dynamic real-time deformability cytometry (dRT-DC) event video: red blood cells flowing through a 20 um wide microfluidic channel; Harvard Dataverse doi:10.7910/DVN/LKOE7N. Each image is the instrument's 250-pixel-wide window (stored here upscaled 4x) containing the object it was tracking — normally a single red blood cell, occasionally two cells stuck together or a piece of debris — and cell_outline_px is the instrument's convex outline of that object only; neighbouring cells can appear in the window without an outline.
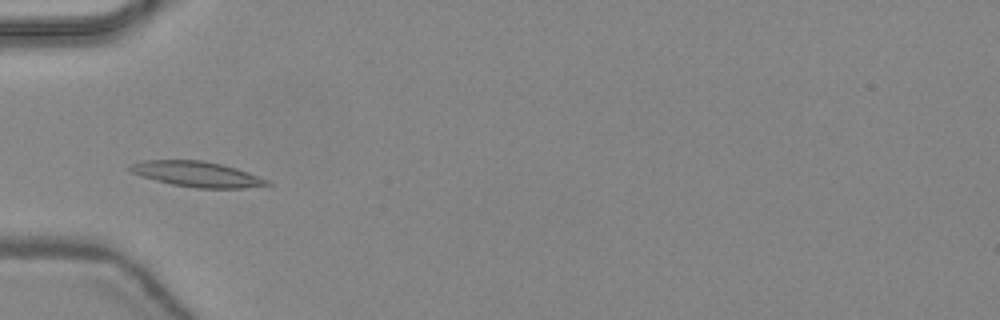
{"species": "common noctule bat (a hibernating species)", "species_latin": "Nyctalus noctula", "temperature_condition": "warm", "stored_images_in_passage": 44, "camera_frame_rate_fps": 3000, "um_per_image_px": 0.085, "animal": {"sex": "female", "body_mass_g": 24.6, "forearm_length_mm": 56.2}, "frame": {"image": 1, "passage_image": 13, "time_ms": 4.0, "image_size_px": [1000, 320], "cell_outline_px": [[272, 184], [244, 188], [196, 188], [172, 184], [140, 176], [132, 172], [128, 168], [128, 164], [144, 160], [204, 160], [236, 168], [248, 172], [268, 180]], "centroid_in_image_um": [16.71, 14.79], "position_along_channel_um": 68.3, "area_um2": 20.23}}
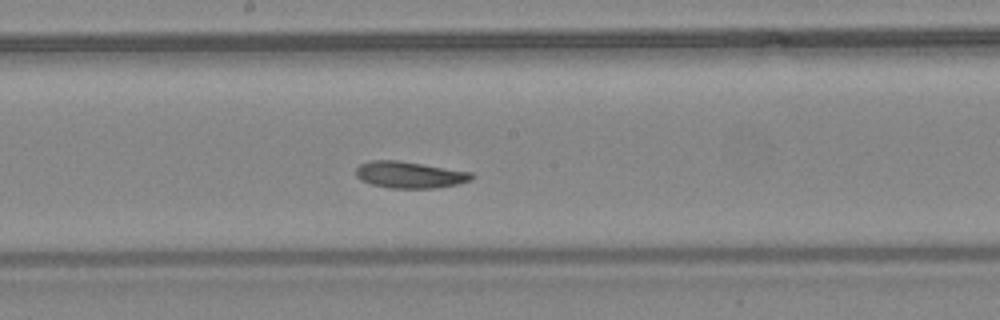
{"frame": {"image": 2, "passage_image": 23, "time_ms": 7.333, "image_size_px": [1000, 320], "cell_outline_px": [[472, 180], [456, 184], [436, 188], [392, 188], [372, 184], [360, 180], [356, 176], [356, 168], [360, 164], [368, 160], [396, 160], [472, 172]], "centroid_in_image_um": [34.78, 14.85], "position_along_channel_um": 213.4, "area_um2": 17.8}}
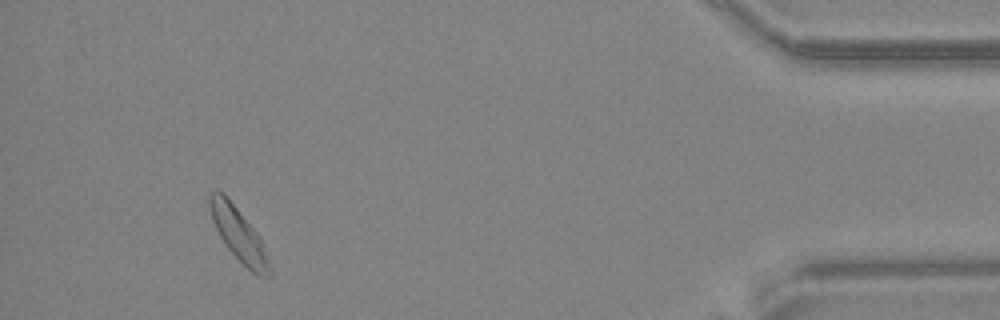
{"frame": {"image": 3, "passage_image": 41, "time_ms": 13.333, "image_size_px": [1000, 320], "cell_outline_px": [[272, 276], [256, 276], [228, 248], [220, 236], [212, 220], [208, 204], [208, 196], [216, 188], [224, 192], [260, 236], [272, 268]], "centroid_in_image_um": [20.29, 19.9], "position_along_channel_um": 414.9, "area_um2": 18.61}, "authors_computed_cell_mechanics": {"area_um2": 18.5538, "velocity_mm_per_s": 4.3863, "shape_relaxation_time_tau1_ms": 3.357, "shape_relaxation_time_tau2_ms": 7.9516, "deformation_change_tau1": 0.0969, "deformation_change_tau2": 0.1665}}